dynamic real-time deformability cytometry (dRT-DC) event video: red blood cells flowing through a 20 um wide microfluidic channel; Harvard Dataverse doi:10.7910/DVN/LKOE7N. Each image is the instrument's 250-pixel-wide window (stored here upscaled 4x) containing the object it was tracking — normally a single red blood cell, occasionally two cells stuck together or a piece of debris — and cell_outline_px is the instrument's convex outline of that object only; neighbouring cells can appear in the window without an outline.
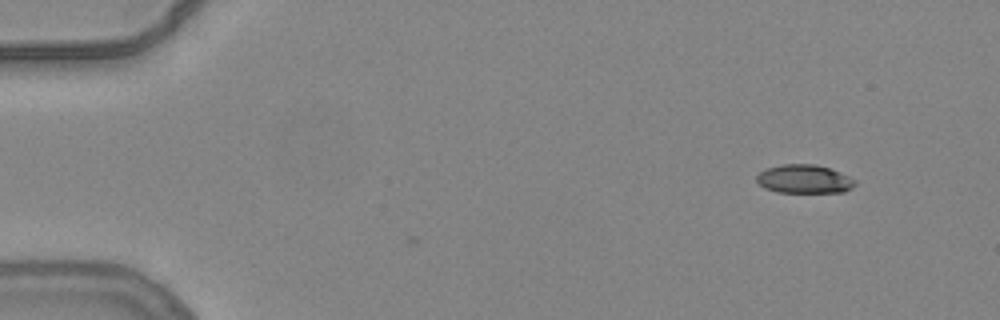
{"species": "common noctule bat (a hibernating species)", "species_latin": "Nyctalus noctula", "temperature_condition": "warm", "stored_images_in_passage": 17, "camera_frame_rate_fps": 3000, "um_per_image_px": 0.085, "animal": {"sex": "female", "body_mass_g": 24.6, "forearm_length_mm": 56.2}, "frame": {"image": 1, "passage_image": 1, "time_ms": 0.0, "image_size_px": [1000, 320], "cell_outline_px": [[856, 184], [852, 188], [844, 192], [776, 192], [764, 188], [756, 180], [756, 176], [760, 172], [768, 168], [784, 164], [816, 164], [840, 172], [856, 180]], "centroid_in_image_um": [68.37, 15.22], "position_along_channel_um": 16.6, "area_um2": 16.36}}
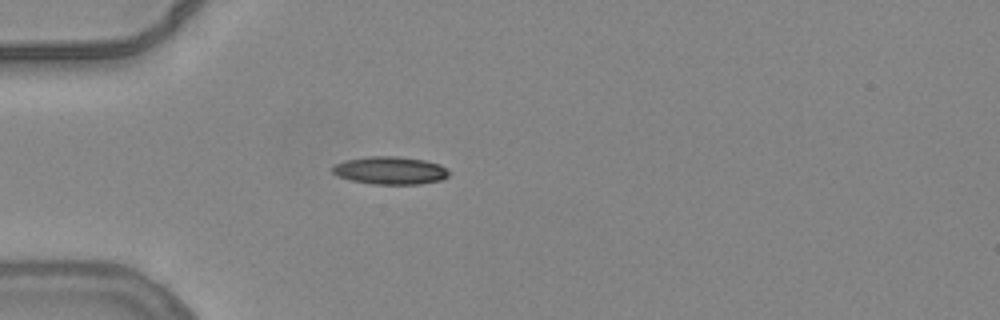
{"frame": {"image": 2, "passage_image": 12, "time_ms": 3.667, "image_size_px": [1000, 320], "cell_outline_px": [[448, 176], [440, 180], [420, 184], [372, 184], [352, 180], [340, 176], [332, 172], [332, 168], [336, 164], [344, 160], [368, 156], [396, 156], [424, 160], [440, 164], [448, 172]], "centroid_in_image_um": [33.16, 14.48], "position_along_channel_um": 51.8, "area_um2": 18.67}}